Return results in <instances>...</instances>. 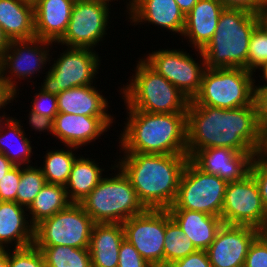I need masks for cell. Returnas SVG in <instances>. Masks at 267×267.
<instances>
[{"label":"cell","mask_w":267,"mask_h":267,"mask_svg":"<svg viewBox=\"0 0 267 267\" xmlns=\"http://www.w3.org/2000/svg\"><path fill=\"white\" fill-rule=\"evenodd\" d=\"M254 102L235 109L200 106L190 100L187 109V155L206 148L224 147L258 152L262 145Z\"/></svg>","instance_id":"cell-1"},{"label":"cell","mask_w":267,"mask_h":267,"mask_svg":"<svg viewBox=\"0 0 267 267\" xmlns=\"http://www.w3.org/2000/svg\"><path fill=\"white\" fill-rule=\"evenodd\" d=\"M188 160L187 154L123 152L122 159L119 156L114 163L128 177L146 209H168L177 197Z\"/></svg>","instance_id":"cell-2"},{"label":"cell","mask_w":267,"mask_h":267,"mask_svg":"<svg viewBox=\"0 0 267 267\" xmlns=\"http://www.w3.org/2000/svg\"><path fill=\"white\" fill-rule=\"evenodd\" d=\"M126 111L119 135L120 153L187 154V113Z\"/></svg>","instance_id":"cell-3"},{"label":"cell","mask_w":267,"mask_h":267,"mask_svg":"<svg viewBox=\"0 0 267 267\" xmlns=\"http://www.w3.org/2000/svg\"><path fill=\"white\" fill-rule=\"evenodd\" d=\"M260 14L240 8H224L215 34L201 50L206 68H245L253 29Z\"/></svg>","instance_id":"cell-4"},{"label":"cell","mask_w":267,"mask_h":267,"mask_svg":"<svg viewBox=\"0 0 267 267\" xmlns=\"http://www.w3.org/2000/svg\"><path fill=\"white\" fill-rule=\"evenodd\" d=\"M137 62L129 83L119 88L126 109L158 114L187 113L190 100L142 58Z\"/></svg>","instance_id":"cell-5"},{"label":"cell","mask_w":267,"mask_h":267,"mask_svg":"<svg viewBox=\"0 0 267 267\" xmlns=\"http://www.w3.org/2000/svg\"><path fill=\"white\" fill-rule=\"evenodd\" d=\"M110 169L118 171L104 176L79 202L94 223H123L146 210L125 173L116 164Z\"/></svg>","instance_id":"cell-6"},{"label":"cell","mask_w":267,"mask_h":267,"mask_svg":"<svg viewBox=\"0 0 267 267\" xmlns=\"http://www.w3.org/2000/svg\"><path fill=\"white\" fill-rule=\"evenodd\" d=\"M255 77L254 73L245 68H206L200 90L192 101L200 106L221 109L251 105Z\"/></svg>","instance_id":"cell-7"},{"label":"cell","mask_w":267,"mask_h":267,"mask_svg":"<svg viewBox=\"0 0 267 267\" xmlns=\"http://www.w3.org/2000/svg\"><path fill=\"white\" fill-rule=\"evenodd\" d=\"M227 182L199 169L190 159L180 178L177 197L168 209H186L221 217Z\"/></svg>","instance_id":"cell-8"},{"label":"cell","mask_w":267,"mask_h":267,"mask_svg":"<svg viewBox=\"0 0 267 267\" xmlns=\"http://www.w3.org/2000/svg\"><path fill=\"white\" fill-rule=\"evenodd\" d=\"M94 222L79 203L42 220L34 227V245L89 248Z\"/></svg>","instance_id":"cell-9"},{"label":"cell","mask_w":267,"mask_h":267,"mask_svg":"<svg viewBox=\"0 0 267 267\" xmlns=\"http://www.w3.org/2000/svg\"><path fill=\"white\" fill-rule=\"evenodd\" d=\"M65 51L58 55L49 70L45 72V79L39 86L43 92L58 95L61 91L92 85L100 69L99 54L95 49L65 47Z\"/></svg>","instance_id":"cell-10"},{"label":"cell","mask_w":267,"mask_h":267,"mask_svg":"<svg viewBox=\"0 0 267 267\" xmlns=\"http://www.w3.org/2000/svg\"><path fill=\"white\" fill-rule=\"evenodd\" d=\"M52 46V41L37 37L10 41L0 58V78L15 95L19 94L18 81L35 78V74L38 73V76L47 62L49 66L50 61H53L49 53Z\"/></svg>","instance_id":"cell-11"},{"label":"cell","mask_w":267,"mask_h":267,"mask_svg":"<svg viewBox=\"0 0 267 267\" xmlns=\"http://www.w3.org/2000/svg\"><path fill=\"white\" fill-rule=\"evenodd\" d=\"M111 1L75 0L66 33L56 44L88 49L98 46L110 28Z\"/></svg>","instance_id":"cell-12"},{"label":"cell","mask_w":267,"mask_h":267,"mask_svg":"<svg viewBox=\"0 0 267 267\" xmlns=\"http://www.w3.org/2000/svg\"><path fill=\"white\" fill-rule=\"evenodd\" d=\"M201 59L198 63L191 54L180 49H159L143 56V60L158 74L178 88L189 100L199 92L203 74L206 70L205 58L196 49ZM198 54V55H197Z\"/></svg>","instance_id":"cell-13"},{"label":"cell","mask_w":267,"mask_h":267,"mask_svg":"<svg viewBox=\"0 0 267 267\" xmlns=\"http://www.w3.org/2000/svg\"><path fill=\"white\" fill-rule=\"evenodd\" d=\"M221 220L224 224L251 226L260 231L264 229L267 211L251 173L241 180L227 183Z\"/></svg>","instance_id":"cell-14"},{"label":"cell","mask_w":267,"mask_h":267,"mask_svg":"<svg viewBox=\"0 0 267 267\" xmlns=\"http://www.w3.org/2000/svg\"><path fill=\"white\" fill-rule=\"evenodd\" d=\"M125 239L153 267H164L165 209H146L122 223Z\"/></svg>","instance_id":"cell-15"},{"label":"cell","mask_w":267,"mask_h":267,"mask_svg":"<svg viewBox=\"0 0 267 267\" xmlns=\"http://www.w3.org/2000/svg\"><path fill=\"white\" fill-rule=\"evenodd\" d=\"M260 233L251 226L223 223L206 249L212 267H243L249 247Z\"/></svg>","instance_id":"cell-16"},{"label":"cell","mask_w":267,"mask_h":267,"mask_svg":"<svg viewBox=\"0 0 267 267\" xmlns=\"http://www.w3.org/2000/svg\"><path fill=\"white\" fill-rule=\"evenodd\" d=\"M258 152H239L224 147L197 150L189 159L201 170L228 182L243 179L250 173L253 157Z\"/></svg>","instance_id":"cell-17"},{"label":"cell","mask_w":267,"mask_h":267,"mask_svg":"<svg viewBox=\"0 0 267 267\" xmlns=\"http://www.w3.org/2000/svg\"><path fill=\"white\" fill-rule=\"evenodd\" d=\"M113 120V117L58 113L53 120V136L65 147L73 146L80 149L110 130V126L115 122Z\"/></svg>","instance_id":"cell-18"},{"label":"cell","mask_w":267,"mask_h":267,"mask_svg":"<svg viewBox=\"0 0 267 267\" xmlns=\"http://www.w3.org/2000/svg\"><path fill=\"white\" fill-rule=\"evenodd\" d=\"M126 9L132 26L150 23L173 34H183L185 15L175 0H133Z\"/></svg>","instance_id":"cell-19"},{"label":"cell","mask_w":267,"mask_h":267,"mask_svg":"<svg viewBox=\"0 0 267 267\" xmlns=\"http://www.w3.org/2000/svg\"><path fill=\"white\" fill-rule=\"evenodd\" d=\"M75 0H36L35 36L54 45L66 33Z\"/></svg>","instance_id":"cell-20"},{"label":"cell","mask_w":267,"mask_h":267,"mask_svg":"<svg viewBox=\"0 0 267 267\" xmlns=\"http://www.w3.org/2000/svg\"><path fill=\"white\" fill-rule=\"evenodd\" d=\"M224 8L219 0H198L185 16L182 36L189 39L192 49L202 50L209 43Z\"/></svg>","instance_id":"cell-21"},{"label":"cell","mask_w":267,"mask_h":267,"mask_svg":"<svg viewBox=\"0 0 267 267\" xmlns=\"http://www.w3.org/2000/svg\"><path fill=\"white\" fill-rule=\"evenodd\" d=\"M25 211L27 209L17 202L1 201L0 249H9V245L22 248L34 244V226Z\"/></svg>","instance_id":"cell-22"},{"label":"cell","mask_w":267,"mask_h":267,"mask_svg":"<svg viewBox=\"0 0 267 267\" xmlns=\"http://www.w3.org/2000/svg\"><path fill=\"white\" fill-rule=\"evenodd\" d=\"M92 85L80 86L61 91L57 97L59 113L86 115L91 117H113L109 114L108 100Z\"/></svg>","instance_id":"cell-23"},{"label":"cell","mask_w":267,"mask_h":267,"mask_svg":"<svg viewBox=\"0 0 267 267\" xmlns=\"http://www.w3.org/2000/svg\"><path fill=\"white\" fill-rule=\"evenodd\" d=\"M124 239L122 223H94L89 245L92 267H118Z\"/></svg>","instance_id":"cell-24"},{"label":"cell","mask_w":267,"mask_h":267,"mask_svg":"<svg viewBox=\"0 0 267 267\" xmlns=\"http://www.w3.org/2000/svg\"><path fill=\"white\" fill-rule=\"evenodd\" d=\"M198 250H206L223 224L221 217L186 209H167Z\"/></svg>","instance_id":"cell-25"},{"label":"cell","mask_w":267,"mask_h":267,"mask_svg":"<svg viewBox=\"0 0 267 267\" xmlns=\"http://www.w3.org/2000/svg\"><path fill=\"white\" fill-rule=\"evenodd\" d=\"M0 26L9 41L36 37L34 3L25 0H0Z\"/></svg>","instance_id":"cell-26"},{"label":"cell","mask_w":267,"mask_h":267,"mask_svg":"<svg viewBox=\"0 0 267 267\" xmlns=\"http://www.w3.org/2000/svg\"><path fill=\"white\" fill-rule=\"evenodd\" d=\"M20 122L16 117H8V115L0 120V153L15 166H28L31 165L33 146Z\"/></svg>","instance_id":"cell-27"},{"label":"cell","mask_w":267,"mask_h":267,"mask_svg":"<svg viewBox=\"0 0 267 267\" xmlns=\"http://www.w3.org/2000/svg\"><path fill=\"white\" fill-rule=\"evenodd\" d=\"M97 161L77 156L70 177L65 185L67 196L72 203H79L84 199L103 178V171Z\"/></svg>","instance_id":"cell-28"},{"label":"cell","mask_w":267,"mask_h":267,"mask_svg":"<svg viewBox=\"0 0 267 267\" xmlns=\"http://www.w3.org/2000/svg\"><path fill=\"white\" fill-rule=\"evenodd\" d=\"M72 202L64 185L46 183L27 208L30 223L35 227L42 220L67 208Z\"/></svg>","instance_id":"cell-29"},{"label":"cell","mask_w":267,"mask_h":267,"mask_svg":"<svg viewBox=\"0 0 267 267\" xmlns=\"http://www.w3.org/2000/svg\"><path fill=\"white\" fill-rule=\"evenodd\" d=\"M67 149L48 150L44 155V161L41 170L45 177L46 183L66 185L72 166L76 159L73 151L78 148L73 146H66ZM74 149V150H73ZM73 150V151H72Z\"/></svg>","instance_id":"cell-30"},{"label":"cell","mask_w":267,"mask_h":267,"mask_svg":"<svg viewBox=\"0 0 267 267\" xmlns=\"http://www.w3.org/2000/svg\"><path fill=\"white\" fill-rule=\"evenodd\" d=\"M198 250L165 209L164 267Z\"/></svg>","instance_id":"cell-31"},{"label":"cell","mask_w":267,"mask_h":267,"mask_svg":"<svg viewBox=\"0 0 267 267\" xmlns=\"http://www.w3.org/2000/svg\"><path fill=\"white\" fill-rule=\"evenodd\" d=\"M37 248L43 254L45 267H92L89 248L63 245Z\"/></svg>","instance_id":"cell-32"},{"label":"cell","mask_w":267,"mask_h":267,"mask_svg":"<svg viewBox=\"0 0 267 267\" xmlns=\"http://www.w3.org/2000/svg\"><path fill=\"white\" fill-rule=\"evenodd\" d=\"M45 184L46 180L40 166L39 168L33 164L21 166V178L15 202L27 209Z\"/></svg>","instance_id":"cell-33"},{"label":"cell","mask_w":267,"mask_h":267,"mask_svg":"<svg viewBox=\"0 0 267 267\" xmlns=\"http://www.w3.org/2000/svg\"><path fill=\"white\" fill-rule=\"evenodd\" d=\"M267 63V30L259 23L252 31L248 49V71L254 73Z\"/></svg>","instance_id":"cell-34"},{"label":"cell","mask_w":267,"mask_h":267,"mask_svg":"<svg viewBox=\"0 0 267 267\" xmlns=\"http://www.w3.org/2000/svg\"><path fill=\"white\" fill-rule=\"evenodd\" d=\"M11 250L8 249V267H45L43 254L34 244Z\"/></svg>","instance_id":"cell-35"},{"label":"cell","mask_w":267,"mask_h":267,"mask_svg":"<svg viewBox=\"0 0 267 267\" xmlns=\"http://www.w3.org/2000/svg\"><path fill=\"white\" fill-rule=\"evenodd\" d=\"M243 267H267V238L262 232L251 243Z\"/></svg>","instance_id":"cell-36"},{"label":"cell","mask_w":267,"mask_h":267,"mask_svg":"<svg viewBox=\"0 0 267 267\" xmlns=\"http://www.w3.org/2000/svg\"><path fill=\"white\" fill-rule=\"evenodd\" d=\"M40 90V91H39ZM39 93L34 94L32 104L30 105L31 111L49 117L54 120L55 116L59 113L57 107V97L54 94L43 92L38 89Z\"/></svg>","instance_id":"cell-37"},{"label":"cell","mask_w":267,"mask_h":267,"mask_svg":"<svg viewBox=\"0 0 267 267\" xmlns=\"http://www.w3.org/2000/svg\"><path fill=\"white\" fill-rule=\"evenodd\" d=\"M21 178V166H15L0 179V201L15 202Z\"/></svg>","instance_id":"cell-38"},{"label":"cell","mask_w":267,"mask_h":267,"mask_svg":"<svg viewBox=\"0 0 267 267\" xmlns=\"http://www.w3.org/2000/svg\"><path fill=\"white\" fill-rule=\"evenodd\" d=\"M250 173L258 184L263 205L267 211V159L259 153L256 154L250 166Z\"/></svg>","instance_id":"cell-39"},{"label":"cell","mask_w":267,"mask_h":267,"mask_svg":"<svg viewBox=\"0 0 267 267\" xmlns=\"http://www.w3.org/2000/svg\"><path fill=\"white\" fill-rule=\"evenodd\" d=\"M118 267H153L126 239L120 245Z\"/></svg>","instance_id":"cell-40"},{"label":"cell","mask_w":267,"mask_h":267,"mask_svg":"<svg viewBox=\"0 0 267 267\" xmlns=\"http://www.w3.org/2000/svg\"><path fill=\"white\" fill-rule=\"evenodd\" d=\"M254 106L262 130L267 126V86H254Z\"/></svg>","instance_id":"cell-41"},{"label":"cell","mask_w":267,"mask_h":267,"mask_svg":"<svg viewBox=\"0 0 267 267\" xmlns=\"http://www.w3.org/2000/svg\"><path fill=\"white\" fill-rule=\"evenodd\" d=\"M168 267H212L206 250H196L188 256L174 261Z\"/></svg>","instance_id":"cell-42"},{"label":"cell","mask_w":267,"mask_h":267,"mask_svg":"<svg viewBox=\"0 0 267 267\" xmlns=\"http://www.w3.org/2000/svg\"><path fill=\"white\" fill-rule=\"evenodd\" d=\"M225 8H240L261 13L267 8V0H219Z\"/></svg>","instance_id":"cell-43"},{"label":"cell","mask_w":267,"mask_h":267,"mask_svg":"<svg viewBox=\"0 0 267 267\" xmlns=\"http://www.w3.org/2000/svg\"><path fill=\"white\" fill-rule=\"evenodd\" d=\"M28 119L29 126L32 127L36 132H48V134L53 135V120L49 117L43 116L41 114L29 111Z\"/></svg>","instance_id":"cell-44"},{"label":"cell","mask_w":267,"mask_h":267,"mask_svg":"<svg viewBox=\"0 0 267 267\" xmlns=\"http://www.w3.org/2000/svg\"><path fill=\"white\" fill-rule=\"evenodd\" d=\"M19 97L18 94H14L7 86L6 84L1 80L0 78V110L2 111V108L5 109L7 104L13 102V99ZM7 113H4L0 115V120L5 119L7 116Z\"/></svg>","instance_id":"cell-45"},{"label":"cell","mask_w":267,"mask_h":267,"mask_svg":"<svg viewBox=\"0 0 267 267\" xmlns=\"http://www.w3.org/2000/svg\"><path fill=\"white\" fill-rule=\"evenodd\" d=\"M15 165L2 153H0V179L14 168Z\"/></svg>","instance_id":"cell-46"},{"label":"cell","mask_w":267,"mask_h":267,"mask_svg":"<svg viewBox=\"0 0 267 267\" xmlns=\"http://www.w3.org/2000/svg\"><path fill=\"white\" fill-rule=\"evenodd\" d=\"M175 1L185 16L191 11L193 6L198 2V0H175Z\"/></svg>","instance_id":"cell-47"},{"label":"cell","mask_w":267,"mask_h":267,"mask_svg":"<svg viewBox=\"0 0 267 267\" xmlns=\"http://www.w3.org/2000/svg\"><path fill=\"white\" fill-rule=\"evenodd\" d=\"M10 41L4 34L1 26H0V58L5 53L7 48L9 47Z\"/></svg>","instance_id":"cell-48"},{"label":"cell","mask_w":267,"mask_h":267,"mask_svg":"<svg viewBox=\"0 0 267 267\" xmlns=\"http://www.w3.org/2000/svg\"><path fill=\"white\" fill-rule=\"evenodd\" d=\"M259 154L267 159V126L262 131V145Z\"/></svg>","instance_id":"cell-49"},{"label":"cell","mask_w":267,"mask_h":267,"mask_svg":"<svg viewBox=\"0 0 267 267\" xmlns=\"http://www.w3.org/2000/svg\"><path fill=\"white\" fill-rule=\"evenodd\" d=\"M0 267H8V249H0Z\"/></svg>","instance_id":"cell-50"},{"label":"cell","mask_w":267,"mask_h":267,"mask_svg":"<svg viewBox=\"0 0 267 267\" xmlns=\"http://www.w3.org/2000/svg\"><path fill=\"white\" fill-rule=\"evenodd\" d=\"M259 70L260 73H262V76L258 75L259 78L261 77L260 81L265 80L266 83H263V85L262 84L260 85V83L258 85L254 84V86H267V63Z\"/></svg>","instance_id":"cell-51"},{"label":"cell","mask_w":267,"mask_h":267,"mask_svg":"<svg viewBox=\"0 0 267 267\" xmlns=\"http://www.w3.org/2000/svg\"><path fill=\"white\" fill-rule=\"evenodd\" d=\"M259 23L267 30V8L260 13Z\"/></svg>","instance_id":"cell-52"},{"label":"cell","mask_w":267,"mask_h":267,"mask_svg":"<svg viewBox=\"0 0 267 267\" xmlns=\"http://www.w3.org/2000/svg\"><path fill=\"white\" fill-rule=\"evenodd\" d=\"M263 234H264V236L267 238V222H266V225H265V227H264V229L261 231Z\"/></svg>","instance_id":"cell-53"},{"label":"cell","mask_w":267,"mask_h":267,"mask_svg":"<svg viewBox=\"0 0 267 267\" xmlns=\"http://www.w3.org/2000/svg\"><path fill=\"white\" fill-rule=\"evenodd\" d=\"M115 1V0H114ZM129 2L126 1L127 7L132 3L133 0H128Z\"/></svg>","instance_id":"cell-54"},{"label":"cell","mask_w":267,"mask_h":267,"mask_svg":"<svg viewBox=\"0 0 267 267\" xmlns=\"http://www.w3.org/2000/svg\"><path fill=\"white\" fill-rule=\"evenodd\" d=\"M25 1H28V2L34 3L36 0H25Z\"/></svg>","instance_id":"cell-55"}]
</instances>
